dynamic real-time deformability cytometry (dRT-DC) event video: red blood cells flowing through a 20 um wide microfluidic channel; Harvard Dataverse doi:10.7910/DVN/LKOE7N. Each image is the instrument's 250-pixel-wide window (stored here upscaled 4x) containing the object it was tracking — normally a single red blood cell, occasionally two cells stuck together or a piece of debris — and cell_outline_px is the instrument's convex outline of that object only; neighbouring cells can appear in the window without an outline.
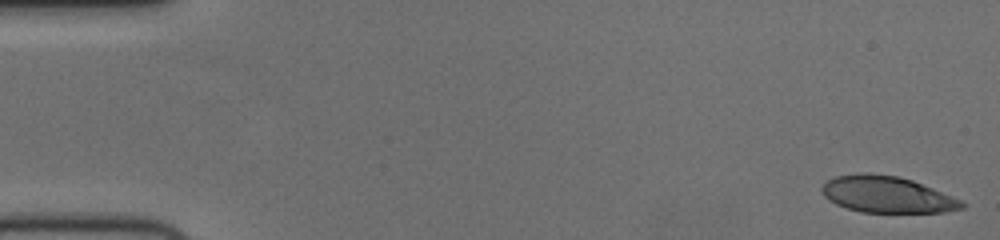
{"species": "human", "species_latin": "Homo sapiens", "temperature_condition": "cold", "stored_images_in_passage": 55, "camera_frame_rate_fps": 3000, "um_per_image_px": 0.085, "donor": {"sex": "female"}, "frame": {"image": 1, "passage_image": 1, "time_ms": 0.0, "image_size_px": [1000, 240], "cell_outline_px": [[964, 208], [944, 212], [860, 212], [836, 204], [824, 196], [820, 188], [828, 180], [836, 176], [860, 172], [868, 172], [896, 176], [912, 180], [952, 196], [960, 200], [964, 204]], "centroid_in_image_um": [75.36, 16.52], "position_along_channel_um": 9.6, "area_um2": 29.54}}
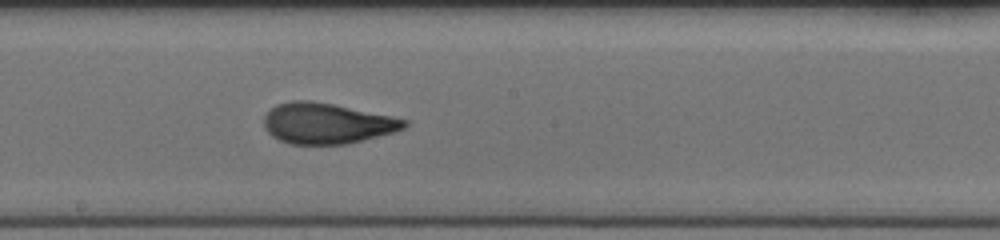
{"frame": {"image": 2, "passage_image": 30, "time_ms": 9.667, "image_size_px": [1000, 240], "cell_outline_px": [[408, 124], [404, 128], [392, 132], [348, 144], [288, 144], [272, 136], [264, 128], [264, 116], [276, 104], [292, 100], [308, 100], [332, 104], [408, 120]], "centroid_in_image_um": [27.73, 10.49], "position_along_channel_um": 220.5, "area_um2": 32.95}}
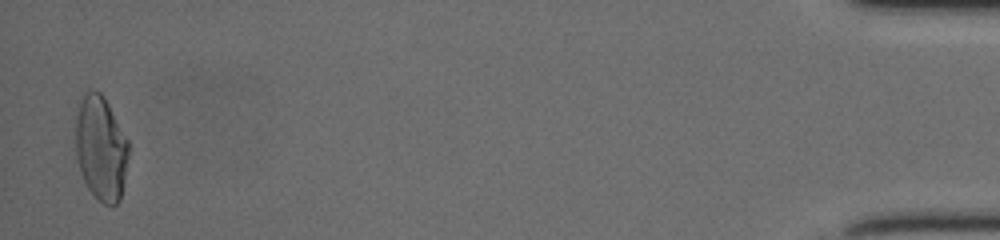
{"frame": {"image": 3, "passage_image": 54, "time_ms": 17.667, "image_size_px": [1000, 240], "cell_outline_px": [[128, 156], [124, 180], [120, 200], [112, 208], [104, 204], [88, 188], [80, 172], [76, 160], [76, 120], [80, 104], [84, 92], [100, 92], [104, 96], [128, 140]], "centroid_in_image_um": [8.58, 12.63], "position_along_channel_um": 426.6, "area_um2": 32.02}, "authors_computed_cell_mechanics": {"area_um2": 32.079, "velocity_mm_per_s": 3.7366, "shape_relaxation_time_tau1_ms": 4.6105, "shape_relaxation_time_tau2_ms": 1.2862, "deformation_change_tau1": 0.2006, "deformation_change_tau2": 0.0836}}